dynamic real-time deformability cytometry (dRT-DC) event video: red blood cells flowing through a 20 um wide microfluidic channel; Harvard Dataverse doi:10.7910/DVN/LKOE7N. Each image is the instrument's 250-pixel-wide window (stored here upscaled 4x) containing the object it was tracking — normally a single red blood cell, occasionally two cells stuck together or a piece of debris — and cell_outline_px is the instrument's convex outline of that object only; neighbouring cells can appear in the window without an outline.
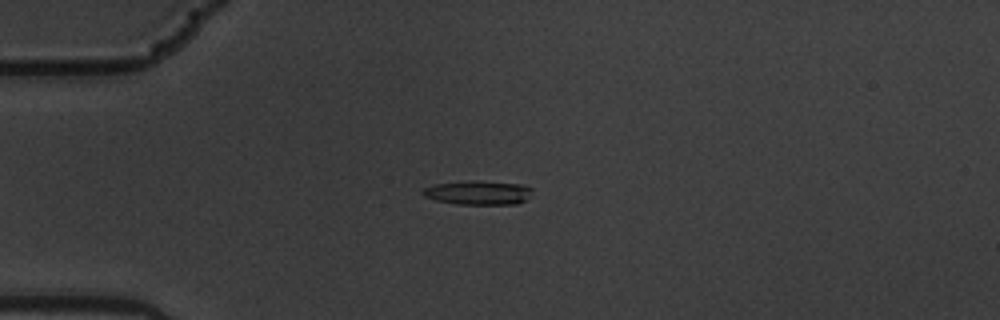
{"species": "common noctule bat (a hibernating species)", "species_latin": "Nyctalus noctula", "temperature_condition": "warm", "stored_images_in_passage": 4, "camera_frame_rate_fps": 3000, "um_per_image_px": 0.085, "animal": {"sex": "male", "body_mass_g": 19.5, "forearm_length_mm": 54.6}, "frame": {"image": 1, "passage_image": 4, "time_ms": 1.0, "image_size_px": [1000, 320], "cell_outline_px": [[532, 188], [524, 200], [516, 204], [456, 204], [436, 200], [424, 196], [420, 192], [424, 188], [432, 184], [468, 180], [476, 180], [524, 184]], "centroid_in_image_um": [40.58, 16.36], "position_along_channel_um": 44.4, "area_um2": 15.43}}